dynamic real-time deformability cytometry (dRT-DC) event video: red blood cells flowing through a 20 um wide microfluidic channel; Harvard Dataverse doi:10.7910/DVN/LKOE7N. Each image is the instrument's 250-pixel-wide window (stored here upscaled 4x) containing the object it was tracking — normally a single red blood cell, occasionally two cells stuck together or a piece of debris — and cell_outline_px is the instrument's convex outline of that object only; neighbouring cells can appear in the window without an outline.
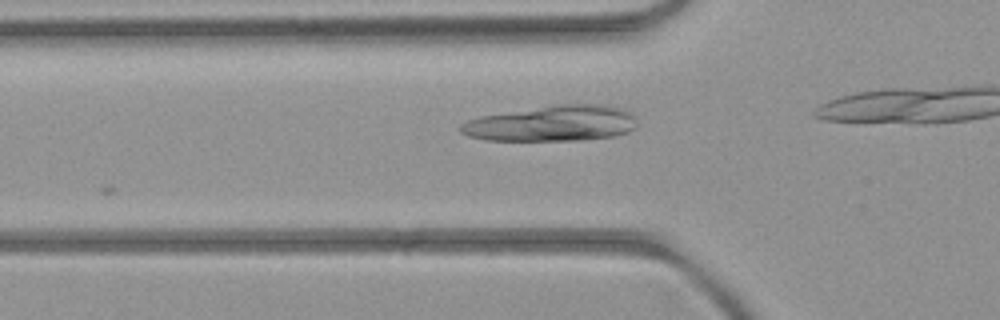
{"species": "common noctule bat (a hibernating species)", "species_latin": "Nyctalus noctula", "temperature_condition": "room temperature", "stored_images_in_passage": 6, "camera_frame_rate_fps": 3000, "um_per_image_px": 0.085, "animal": {"sex": "female", "body_mass_g": 21.9}, "frame": {"image": 1, "passage_image": 4, "time_ms": 3.667, "image_size_px": [1000, 320], "cell_outline_px": [[636, 128], [628, 132], [612, 136], [580, 140], [484, 140], [468, 136], [460, 132], [460, 124], [468, 120], [480, 116], [556, 104], [608, 104], [632, 112], [636, 120]], "centroid_in_image_um": [46.94, 10.48], "position_along_channel_um": 78.9, "area_um2": 36.88}}